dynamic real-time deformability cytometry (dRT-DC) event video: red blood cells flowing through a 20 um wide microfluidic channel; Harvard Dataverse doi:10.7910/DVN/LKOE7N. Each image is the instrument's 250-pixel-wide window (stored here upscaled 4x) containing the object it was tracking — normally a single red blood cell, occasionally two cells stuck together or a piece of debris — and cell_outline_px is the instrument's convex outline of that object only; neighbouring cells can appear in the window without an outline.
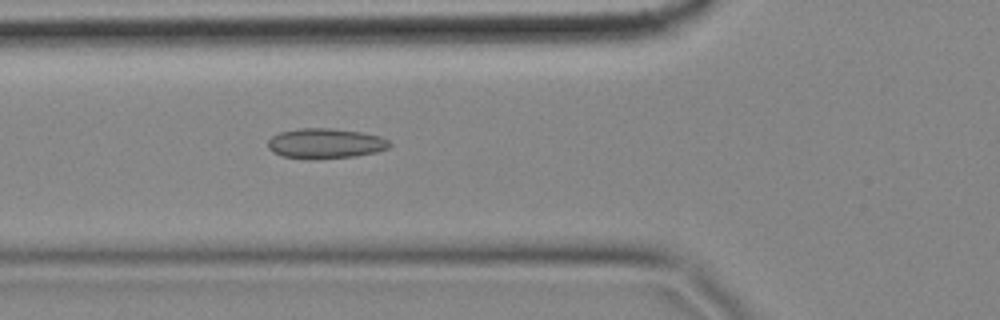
{"species": "common noctule bat (a hibernating species)", "species_latin": "Nyctalus noctula", "temperature_condition": "cold", "stored_images_in_passage": 53, "camera_frame_rate_fps": 3000, "um_per_image_px": 0.085, "animal": {"sex": "female", "body_mass_g": 18.4}, "frame": {"image": 1, "passage_image": 16, "time_ms": 5.0, "image_size_px": [1000, 320], "cell_outline_px": [[392, 144], [388, 148], [376, 152], [356, 156], [316, 160], [308, 160], [280, 156], [272, 152], [268, 148], [268, 140], [272, 136], [280, 132], [300, 128], [328, 128], [364, 132], [380, 136], [388, 140]], "centroid_in_image_um": [27.64, 12.21], "position_along_channel_um": 98.2, "area_um2": 21.79}}
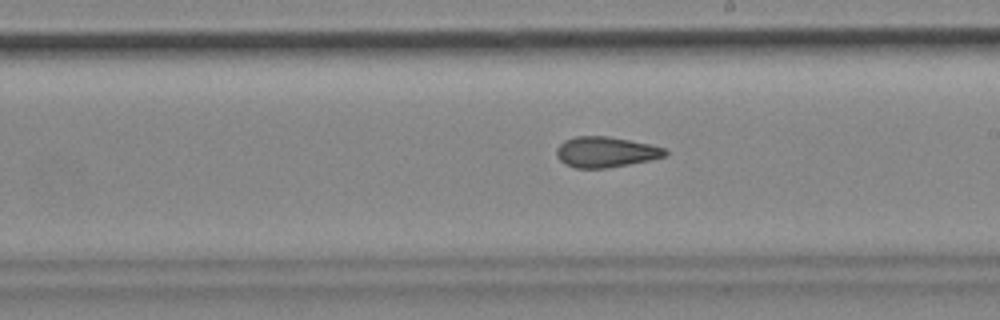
{"frame": {"image": 2, "passage_image": 28, "time_ms": 9.0, "image_size_px": [1000, 320], "cell_outline_px": [[668, 152], [664, 156], [648, 160], [608, 168], [576, 168], [564, 164], [556, 156], [556, 148], [564, 140], [576, 136], [608, 136], [648, 144], [664, 148]], "centroid_in_image_um": [51.42, 12.92], "position_along_channel_um": 237.6, "area_um2": 19.19}}
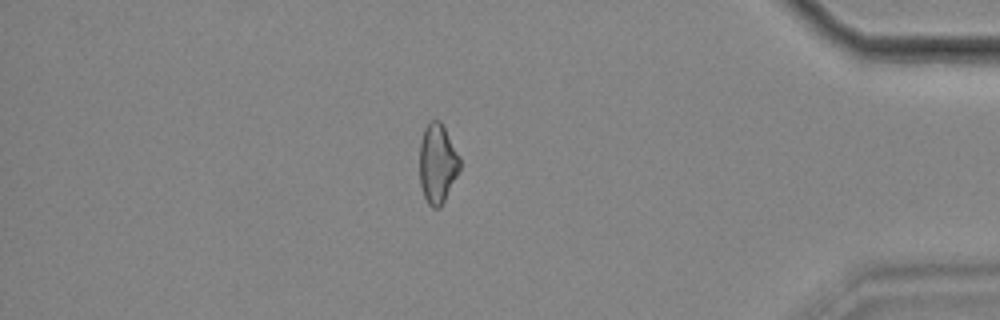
{"frame": {"image": 3, "passage_image": 45, "time_ms": 14.667, "image_size_px": [1000, 320], "cell_outline_px": [[460, 168], [440, 208], [432, 208], [428, 204], [424, 196], [420, 184], [420, 144], [424, 128], [432, 120], [440, 120], [460, 156]], "centroid_in_image_um": [37.18, 13.9], "position_along_channel_um": 398.0, "area_um2": 18.44}, "authors_computed_cell_mechanics": {"area_um2": 19.7676, "velocity_mm_per_s": 3.4915, "shape_relaxation_time_tau1_ms": null, "shape_relaxation_time_tau2_ms": 2.8692, "deformation_change_tau1": null, "deformation_change_tau2": 0.0987}}